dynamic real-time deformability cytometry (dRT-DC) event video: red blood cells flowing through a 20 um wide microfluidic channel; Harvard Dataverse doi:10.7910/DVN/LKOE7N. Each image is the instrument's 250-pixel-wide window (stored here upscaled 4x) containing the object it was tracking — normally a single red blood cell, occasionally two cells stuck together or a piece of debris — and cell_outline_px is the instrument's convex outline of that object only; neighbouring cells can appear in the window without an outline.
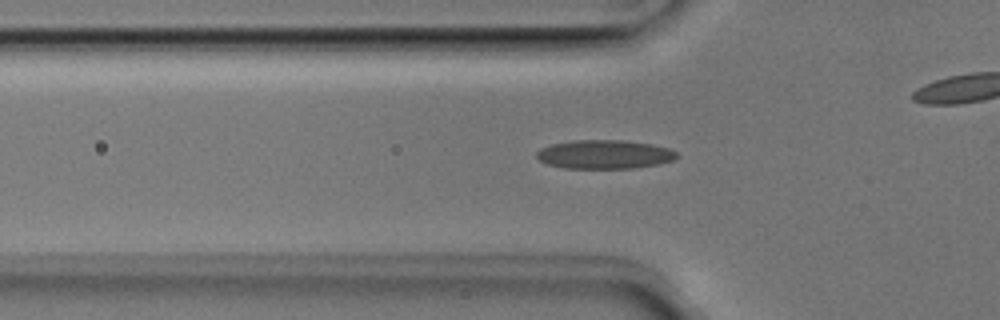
{"species": "Egyptian fruit bat (a non-hibernating species)", "species_latin": "Rousettus aegyptiacus", "temperature_condition": "room temperature", "stored_images_in_passage": 38, "camera_frame_rate_fps": 3000, "um_per_image_px": 0.085, "animal": {"sex": "male"}, "frame": {"image": 1, "passage_image": 13, "time_ms": 4.0, "image_size_px": [1000, 320], "cell_outline_px": [[680, 156], [672, 160], [660, 164], [632, 168], [564, 168], [548, 164], [540, 160], [536, 156], [536, 152], [540, 148], [552, 144], [572, 140], [624, 140], [652, 144], [668, 148], [676, 152]], "centroid_in_image_um": [51.39, 13.12], "position_along_channel_um": 74.4, "area_um2": 23.58}}
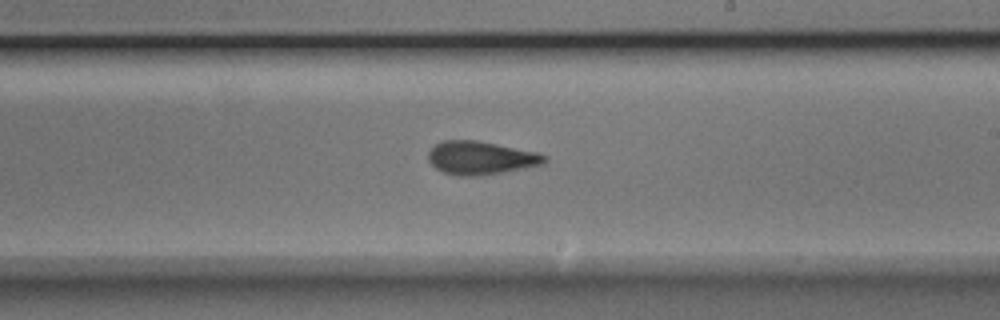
{"frame": {"image": 2, "passage_image": 26, "time_ms": 8.333, "image_size_px": [1000, 320], "cell_outline_px": [[548, 160], [544, 164], [504, 172], [480, 176], [460, 176], [444, 172], [436, 168], [428, 160], [428, 152], [436, 144], [444, 140], [476, 140], [536, 152], [548, 156]], "centroid_in_image_um": [40.88, 13.43], "position_along_channel_um": 248.1, "area_um2": 22.48}}
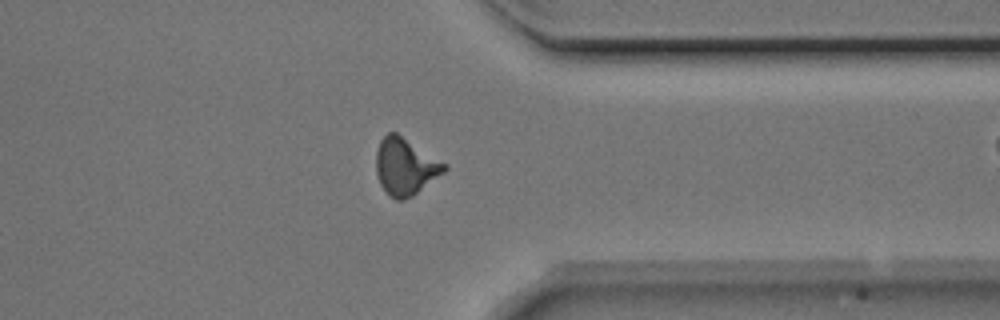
{"frame": {"image": 3, "passage_image": 36, "time_ms": 11.667, "image_size_px": [1000, 320], "cell_outline_px": [[448, 168], [444, 172], [412, 196], [404, 200], [396, 200], [388, 196], [380, 184], [376, 172], [376, 152], [380, 140], [388, 132], [396, 132], [448, 164]], "centroid_in_image_um": [34.44, 14.16], "position_along_channel_um": 377.0, "area_um2": 22.72}}